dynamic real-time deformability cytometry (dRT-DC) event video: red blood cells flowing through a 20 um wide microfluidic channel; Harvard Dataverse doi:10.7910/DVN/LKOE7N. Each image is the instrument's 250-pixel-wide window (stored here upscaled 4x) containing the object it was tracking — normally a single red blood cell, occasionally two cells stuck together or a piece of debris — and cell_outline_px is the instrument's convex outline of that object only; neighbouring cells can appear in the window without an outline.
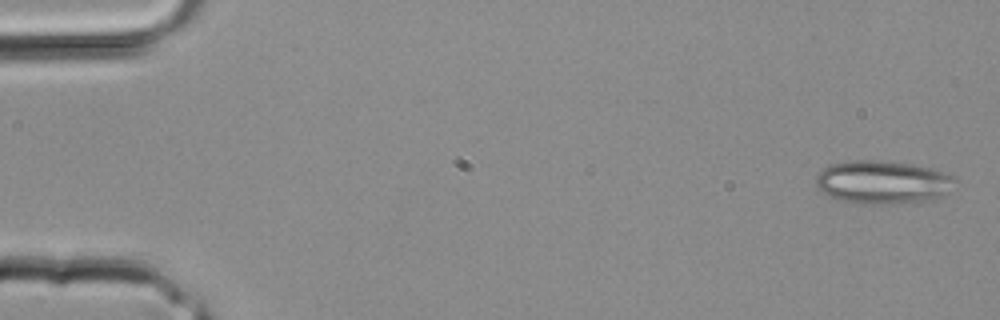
{"species": "common noctule bat (a hibernating species)", "species_latin": "Nyctalus noctula", "temperature_condition": "room temperature", "stored_images_in_passage": 11, "camera_frame_rate_fps": 3000, "um_per_image_px": 0.085, "animal": {"sex": "male", "body_mass_g": 20.4}, "frame": {"image": 1, "passage_image": 1, "time_ms": 0.0, "image_size_px": [1000, 320], "cell_outline_px": [[956, 180], [952, 192], [936, 200], [916, 204], [856, 204], [840, 200], [828, 196], [816, 184], [816, 176], [824, 168], [832, 164], [848, 160], [876, 160], [912, 164], [932, 168], [944, 172], [952, 176]], "centroid_in_image_um": [75.12, 15.52], "position_along_channel_um": 9.9, "area_um2": 35.95}}